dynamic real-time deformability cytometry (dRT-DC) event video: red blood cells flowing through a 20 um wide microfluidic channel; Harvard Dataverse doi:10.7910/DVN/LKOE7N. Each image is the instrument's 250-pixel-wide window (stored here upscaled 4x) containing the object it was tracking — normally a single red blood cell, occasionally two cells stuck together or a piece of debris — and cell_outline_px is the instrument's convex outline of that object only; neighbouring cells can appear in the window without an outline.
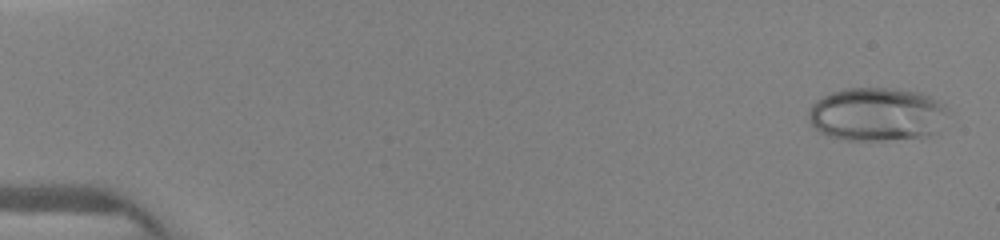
{"species": "human", "species_latin": "Homo sapiens", "temperature_condition": "warm", "stored_images_in_passage": 13, "camera_frame_rate_fps": 3000, "um_per_image_px": 0.085, "donor": {"sex": "female"}, "frame": {"image": 1, "passage_image": 1, "time_ms": 0.0, "image_size_px": [1000, 240], "cell_outline_px": [[948, 112], [936, 132], [928, 136], [884, 140], [844, 140], [828, 136], [820, 132], [808, 120], [808, 108], [816, 100], [832, 92], [848, 88], [892, 88], [920, 92], [944, 104]], "centroid_in_image_um": [74.51, 9.71], "position_along_channel_um": 10.5, "area_um2": 43.47}}
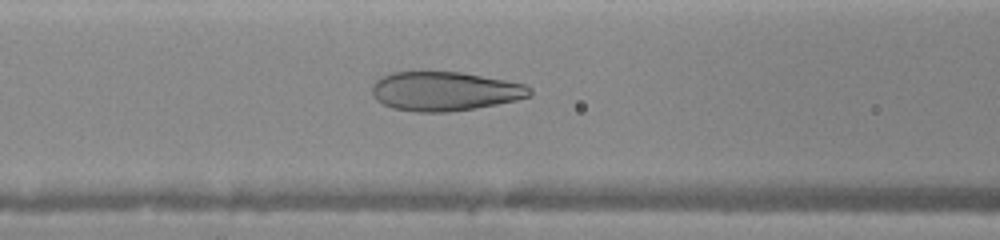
{"frame": {"image": 2, "passage_image": 11, "time_ms": 6.0, "image_size_px": [1000, 240], "cell_outline_px": [[532, 96], [516, 100], [476, 108], [448, 112], [416, 112], [392, 108], [376, 100], [372, 96], [372, 84], [376, 80], [392, 72], [460, 72], [504, 80], [524, 84], [532, 88]], "centroid_in_image_um": [37.8, 7.76], "position_along_channel_um": 128.8, "area_um2": 35.95}}
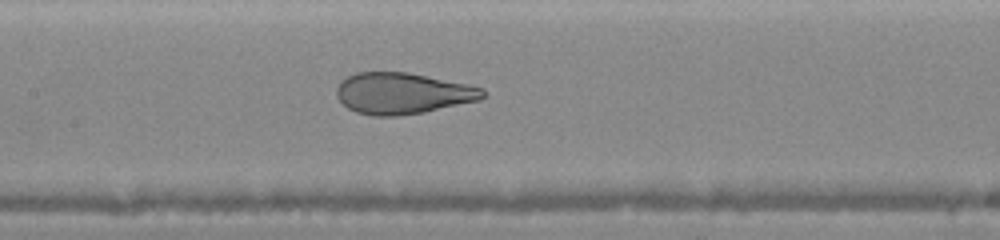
{"frame": {"image": 3, "passage_image": 13, "time_ms": 7.0, "image_size_px": [1000, 240], "cell_outline_px": [[488, 92], [480, 100], [424, 112], [396, 116], [372, 116], [356, 112], [348, 108], [336, 96], [336, 88], [340, 80], [356, 72], [408, 72], [468, 84], [484, 88]], "centroid_in_image_um": [34.23, 7.93], "position_along_channel_um": 173.2, "area_um2": 35.37}}